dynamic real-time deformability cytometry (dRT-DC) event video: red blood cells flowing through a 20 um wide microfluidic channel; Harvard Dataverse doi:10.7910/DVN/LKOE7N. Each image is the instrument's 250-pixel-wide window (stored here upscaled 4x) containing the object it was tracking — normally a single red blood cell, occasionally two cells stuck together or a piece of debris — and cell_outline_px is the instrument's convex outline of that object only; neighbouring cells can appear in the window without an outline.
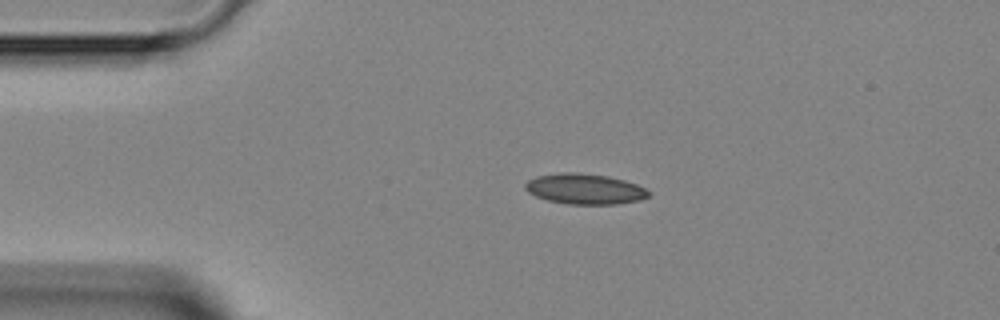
{"species": "Egyptian fruit bat (a non-hibernating species)", "species_latin": "Rousettus aegyptiacus", "temperature_condition": "room temperature", "stored_images_in_passage": 34, "camera_frame_rate_fps": 3000, "um_per_image_px": 0.085, "animal": {"sex": "female"}, "frame": {"image": 1, "passage_image": 1, "time_ms": 0.0, "image_size_px": [1000, 320], "cell_outline_px": [[652, 192], [648, 196], [640, 200], [616, 204], [568, 204], [548, 200], [536, 196], [528, 192], [524, 188], [524, 184], [528, 180], [536, 176], [560, 172], [576, 172], [608, 176], [624, 180], [636, 184]], "centroid_in_image_um": [49.69, 16.05], "position_along_channel_um": 35.3, "area_um2": 21.96}}
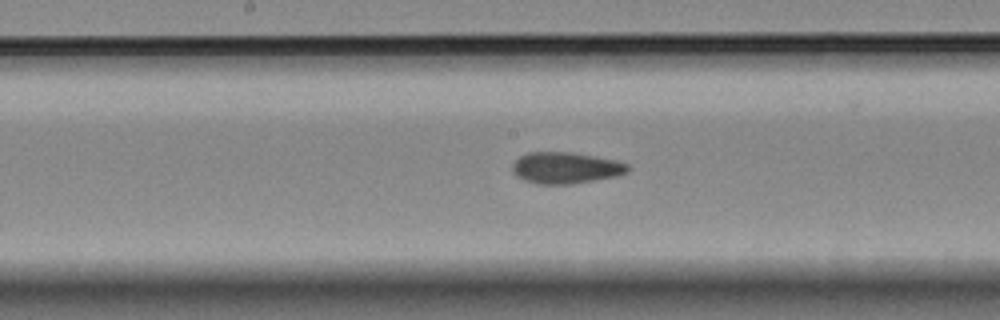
{"frame": {"image": 2, "passage_image": 15, "time_ms": 4.667, "image_size_px": [1000, 320], "cell_outline_px": [[628, 172], [612, 176], [572, 184], [536, 184], [524, 180], [516, 176], [512, 172], [512, 164], [520, 156], [528, 152], [572, 152], [616, 160], [628, 164]], "centroid_in_image_um": [48.02, 14.26], "position_along_channel_um": 200.2, "area_um2": 20.98}}
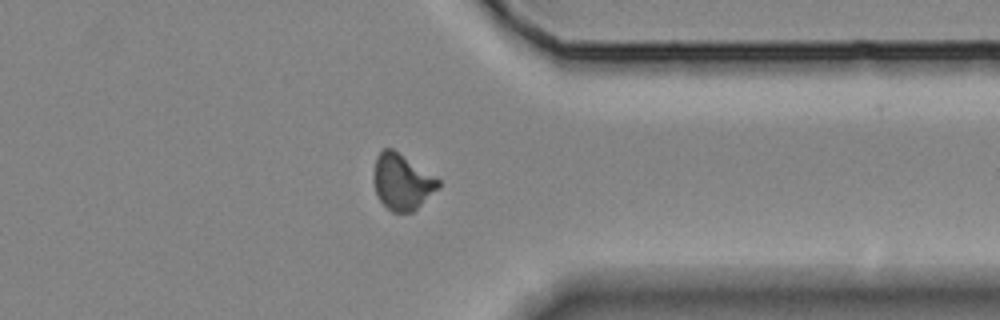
{"frame": {"image": 3, "passage_image": 28, "time_ms": 9.0, "image_size_px": [1000, 320], "cell_outline_px": [[440, 188], [412, 212], [392, 212], [380, 200], [376, 192], [372, 180], [372, 176], [376, 156], [384, 148], [392, 148], [440, 180]], "centroid_in_image_um": [34.15, 15.46], "position_along_channel_um": 377.2, "area_um2": 20.98}}